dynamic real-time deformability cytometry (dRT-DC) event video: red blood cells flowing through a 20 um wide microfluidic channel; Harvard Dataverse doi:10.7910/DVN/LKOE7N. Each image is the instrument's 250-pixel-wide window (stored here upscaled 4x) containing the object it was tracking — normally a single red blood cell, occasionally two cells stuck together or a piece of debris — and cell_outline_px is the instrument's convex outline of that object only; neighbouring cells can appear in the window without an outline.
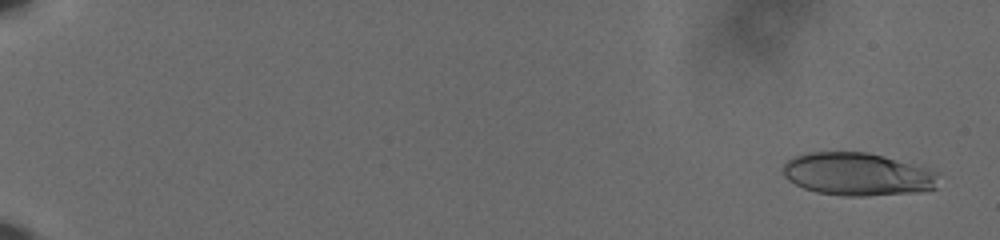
{"species": "human", "species_latin": "Homo sapiens", "temperature_condition": "cold", "stored_images_in_passage": 60, "camera_frame_rate_fps": 3000, "um_per_image_px": 0.085, "donor": {"sex": "male"}, "frame": {"image": 1, "passage_image": 3, "time_ms": 0.667, "image_size_px": [1000, 240], "cell_outline_px": [[940, 172], [936, 188], [920, 192], [864, 196], [844, 196], [816, 192], [804, 188], [788, 180], [784, 176], [784, 164], [788, 160], [796, 156], [812, 152], [868, 152], [932, 168]], "centroid_in_image_um": [72.98, 14.81], "position_along_channel_um": 12.0, "area_um2": 39.19}}
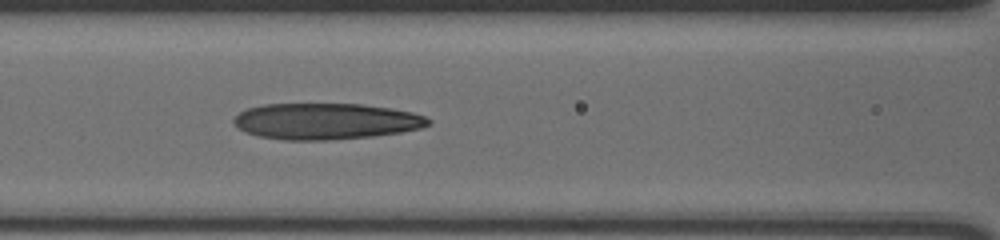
{"frame": {"image": 2, "passage_image": 30, "time_ms": 9.667, "image_size_px": [1000, 240], "cell_outline_px": [[432, 124], [420, 128], [400, 132], [372, 136], [328, 140], [284, 140], [256, 136], [244, 132], [236, 128], [232, 120], [240, 112], [248, 108], [264, 104], [360, 104], [392, 108], [412, 112], [424, 116], [432, 120]], "centroid_in_image_um": [27.68, 10.31], "position_along_channel_um": 138.9, "area_um2": 41.27}}
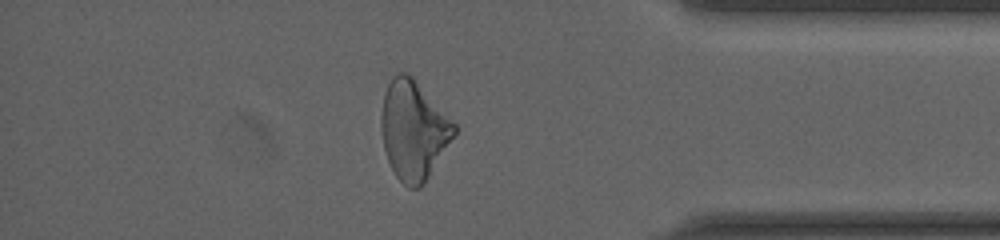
{"frame": {"image": 3, "passage_image": 53, "time_ms": 17.333, "image_size_px": [1000, 240], "cell_outline_px": [[456, 132], [424, 184], [420, 188], [408, 188], [396, 176], [388, 160], [384, 148], [380, 128], [380, 116], [384, 92], [392, 76], [396, 72], [408, 72], [412, 76], [456, 124]], "centroid_in_image_um": [35.12, 11.04], "position_along_channel_um": 400.1, "area_um2": 41.96}, "authors_computed_cell_mechanics": {"area_um2": 39.9687, "velocity_mm_per_s": 3.6347, "shape_relaxation_time_tau1_ms": null, "shape_relaxation_time_tau2_ms": 3.874, "deformation_change_tau1": null, "deformation_change_tau2": 0.1595}}